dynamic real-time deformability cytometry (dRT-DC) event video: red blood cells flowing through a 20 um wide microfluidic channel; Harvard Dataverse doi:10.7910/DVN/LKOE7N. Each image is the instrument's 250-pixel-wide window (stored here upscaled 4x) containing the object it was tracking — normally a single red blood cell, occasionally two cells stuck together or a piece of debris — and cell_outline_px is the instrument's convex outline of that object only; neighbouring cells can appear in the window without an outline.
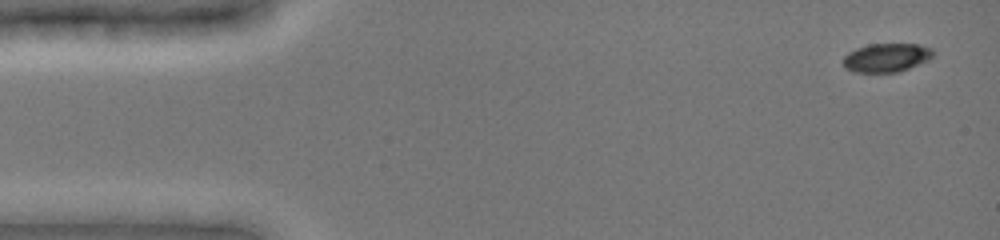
{"species": "common noctule bat (a hibernating species)", "species_latin": "Nyctalus noctula", "temperature_condition": "cold", "stored_images_in_passage": 46, "camera_frame_rate_fps": 3000, "um_per_image_px": 0.085, "animal": {"sex": "female", "body_mass_g": 19.0, "forearm_length_mm": 51.5}, "frame": {"image": 1, "passage_image": 2, "time_ms": 0.333, "image_size_px": [1000, 240], "cell_outline_px": [[936, 52], [928, 60], [900, 72], [856, 72], [844, 68], [844, 56], [848, 52], [856, 48], [868, 44], [920, 44], [932, 48]], "centroid_in_image_um": [75.37, 4.89], "position_along_channel_um": 9.6, "area_um2": 15.14}}
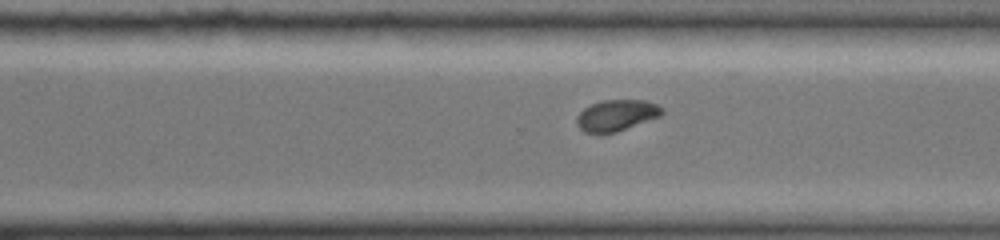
{"frame": {"image": 2, "passage_image": 32, "time_ms": 11.0, "image_size_px": [1000, 240], "cell_outline_px": [[664, 112], [660, 116], [616, 132], [584, 132], [576, 124], [576, 116], [584, 108], [592, 104], [604, 100], [644, 100], [656, 104], [664, 108]], "centroid_in_image_um": [52.41, 9.79], "position_along_channel_um": 318.2, "area_um2": 15.32}}
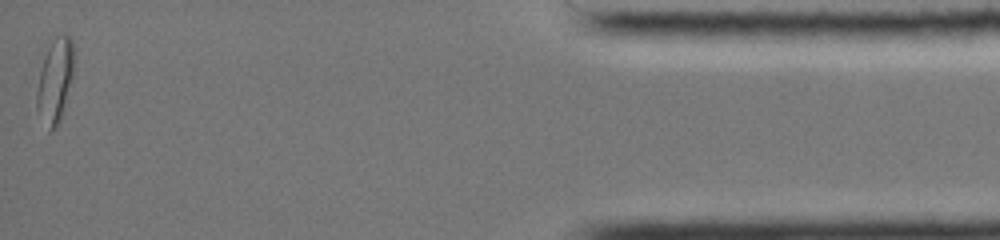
{"frame": {"image": 3, "passage_image": 46, "time_ms": 15.667, "image_size_px": [1000, 240], "cell_outline_px": [[76, 56], [72, 80], [64, 112], [56, 128], [48, 132], [36, 108], [36, 92], [40, 48], [48, 36], [52, 32], [68, 36], [72, 40], [76, 52]], "centroid_in_image_um": [4.64, 6.64], "position_along_channel_um": 430.6, "area_um2": 20.58}, "authors_computed_cell_mechanics": {"area_um2": 16.4152, "velocity_mm_per_s": 3.9569, "shape_relaxation_time_tau1_ms": 9.0023, "shape_relaxation_time_tau2_ms": null, "deformation_change_tau1": 0.1765, "deformation_change_tau2": null}}